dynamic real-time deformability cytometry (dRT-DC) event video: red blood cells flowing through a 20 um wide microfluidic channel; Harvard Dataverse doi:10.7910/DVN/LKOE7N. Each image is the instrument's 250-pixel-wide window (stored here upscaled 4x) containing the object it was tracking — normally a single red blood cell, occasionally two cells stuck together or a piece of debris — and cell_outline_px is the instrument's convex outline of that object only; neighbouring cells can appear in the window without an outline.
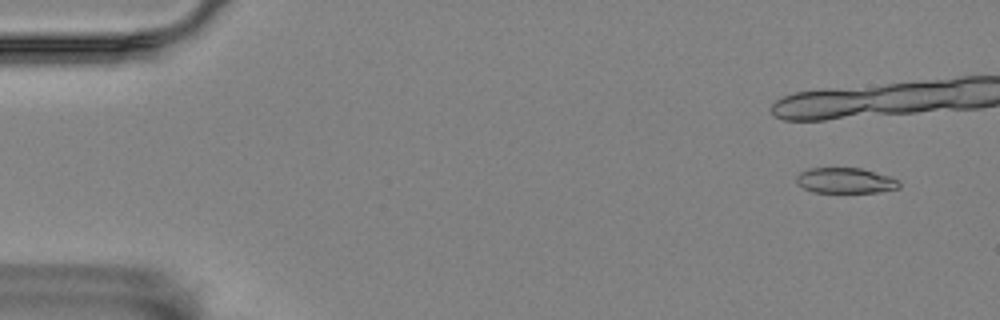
{"species": "Egyptian fruit bat (a non-hibernating species)", "species_latin": "Rousettus aegyptiacus", "temperature_condition": "room temperature", "stored_images_in_passage": 23, "camera_frame_rate_fps": 3000, "um_per_image_px": 0.085, "animal": {"sex": "female"}, "frame": {"image": 1, "passage_image": 4, "time_ms": 1.0, "image_size_px": [1000, 320], "cell_outline_px": [[900, 188], [880, 192], [812, 192], [804, 188], [796, 180], [796, 176], [800, 172], [808, 168], [860, 168], [888, 176], [900, 180]], "centroid_in_image_um": [71.87, 15.35], "position_along_channel_um": 13.1, "area_um2": 15.2}}